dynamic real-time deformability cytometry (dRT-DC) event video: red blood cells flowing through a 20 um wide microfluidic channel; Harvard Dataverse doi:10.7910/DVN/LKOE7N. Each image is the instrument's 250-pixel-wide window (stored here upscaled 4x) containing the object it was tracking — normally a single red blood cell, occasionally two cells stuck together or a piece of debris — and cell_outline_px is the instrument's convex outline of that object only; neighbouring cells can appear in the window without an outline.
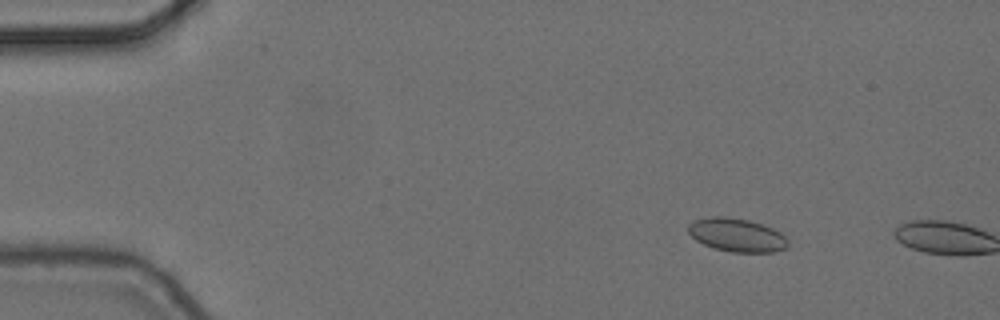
{"species": "common noctule bat (a hibernating species)", "species_latin": "Nyctalus noctula", "temperature_condition": "cold", "stored_images_in_passage": 4, "camera_frame_rate_fps": 3000, "um_per_image_px": 0.085, "animal": {"sex": "female", "body_mass_g": 24.6, "forearm_length_mm": 56.2}, "frame": {"image": 1, "passage_image": 3, "time_ms": 0.667, "image_size_px": [1000, 320], "cell_outline_px": [[788, 248], [772, 252], [732, 252], [712, 248], [696, 240], [688, 232], [688, 224], [696, 220], [712, 216], [724, 216], [748, 220], [772, 228], [780, 232], [788, 240]], "centroid_in_image_um": [62.63, 19.98], "position_along_channel_um": 22.4, "area_um2": 19.36}}